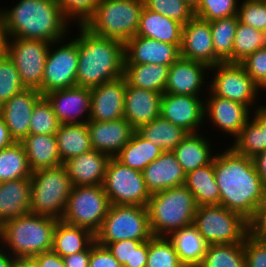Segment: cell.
<instances>
[{
	"label": "cell",
	"mask_w": 266,
	"mask_h": 267,
	"mask_svg": "<svg viewBox=\"0 0 266 267\" xmlns=\"http://www.w3.org/2000/svg\"><path fill=\"white\" fill-rule=\"evenodd\" d=\"M220 205L250 220L266 197V186L258 175L253 158L238 154L227 144L213 158Z\"/></svg>",
	"instance_id": "6da1fadb"
},
{
	"label": "cell",
	"mask_w": 266,
	"mask_h": 267,
	"mask_svg": "<svg viewBox=\"0 0 266 267\" xmlns=\"http://www.w3.org/2000/svg\"><path fill=\"white\" fill-rule=\"evenodd\" d=\"M17 1L9 8H1L0 5V28L8 38L52 43L70 35V28L74 25L65 17L60 6L47 0Z\"/></svg>",
	"instance_id": "7a4b0ae2"
},
{
	"label": "cell",
	"mask_w": 266,
	"mask_h": 267,
	"mask_svg": "<svg viewBox=\"0 0 266 267\" xmlns=\"http://www.w3.org/2000/svg\"><path fill=\"white\" fill-rule=\"evenodd\" d=\"M75 26L78 30L76 86L91 89L123 77L124 43L94 34L84 25Z\"/></svg>",
	"instance_id": "3957f363"
},
{
	"label": "cell",
	"mask_w": 266,
	"mask_h": 267,
	"mask_svg": "<svg viewBox=\"0 0 266 267\" xmlns=\"http://www.w3.org/2000/svg\"><path fill=\"white\" fill-rule=\"evenodd\" d=\"M56 219L26 214L0 225V246L14 258H32L51 251Z\"/></svg>",
	"instance_id": "277c9868"
},
{
	"label": "cell",
	"mask_w": 266,
	"mask_h": 267,
	"mask_svg": "<svg viewBox=\"0 0 266 267\" xmlns=\"http://www.w3.org/2000/svg\"><path fill=\"white\" fill-rule=\"evenodd\" d=\"M197 207L194 195L185 185L151 194L147 209L152 235L168 237L193 225Z\"/></svg>",
	"instance_id": "5b68a950"
},
{
	"label": "cell",
	"mask_w": 266,
	"mask_h": 267,
	"mask_svg": "<svg viewBox=\"0 0 266 267\" xmlns=\"http://www.w3.org/2000/svg\"><path fill=\"white\" fill-rule=\"evenodd\" d=\"M143 0H99L84 26L94 34L124 44L138 31Z\"/></svg>",
	"instance_id": "8992f818"
},
{
	"label": "cell",
	"mask_w": 266,
	"mask_h": 267,
	"mask_svg": "<svg viewBox=\"0 0 266 267\" xmlns=\"http://www.w3.org/2000/svg\"><path fill=\"white\" fill-rule=\"evenodd\" d=\"M72 187L63 164L32 172L30 213L61 220Z\"/></svg>",
	"instance_id": "52a82bcc"
},
{
	"label": "cell",
	"mask_w": 266,
	"mask_h": 267,
	"mask_svg": "<svg viewBox=\"0 0 266 267\" xmlns=\"http://www.w3.org/2000/svg\"><path fill=\"white\" fill-rule=\"evenodd\" d=\"M193 225L208 245L244 243L249 233L248 220L224 206H198Z\"/></svg>",
	"instance_id": "ba28073f"
},
{
	"label": "cell",
	"mask_w": 266,
	"mask_h": 267,
	"mask_svg": "<svg viewBox=\"0 0 266 267\" xmlns=\"http://www.w3.org/2000/svg\"><path fill=\"white\" fill-rule=\"evenodd\" d=\"M152 236L147 206L111 204L95 241L106 247L121 240H149Z\"/></svg>",
	"instance_id": "9c48e42d"
},
{
	"label": "cell",
	"mask_w": 266,
	"mask_h": 267,
	"mask_svg": "<svg viewBox=\"0 0 266 267\" xmlns=\"http://www.w3.org/2000/svg\"><path fill=\"white\" fill-rule=\"evenodd\" d=\"M208 72V90L213 95L242 103L251 111L260 105V98L265 92L240 63H219L210 67Z\"/></svg>",
	"instance_id": "30bf717a"
},
{
	"label": "cell",
	"mask_w": 266,
	"mask_h": 267,
	"mask_svg": "<svg viewBox=\"0 0 266 267\" xmlns=\"http://www.w3.org/2000/svg\"><path fill=\"white\" fill-rule=\"evenodd\" d=\"M110 202L102 185L73 186L61 220L96 234L108 213Z\"/></svg>",
	"instance_id": "8fae6325"
},
{
	"label": "cell",
	"mask_w": 266,
	"mask_h": 267,
	"mask_svg": "<svg viewBox=\"0 0 266 267\" xmlns=\"http://www.w3.org/2000/svg\"><path fill=\"white\" fill-rule=\"evenodd\" d=\"M69 38L50 43L45 61L42 87L43 96L51 91L76 86L78 67V31ZM74 36V37H73ZM68 38V39H67ZM67 39V40H66Z\"/></svg>",
	"instance_id": "7c38bea8"
},
{
	"label": "cell",
	"mask_w": 266,
	"mask_h": 267,
	"mask_svg": "<svg viewBox=\"0 0 266 267\" xmlns=\"http://www.w3.org/2000/svg\"><path fill=\"white\" fill-rule=\"evenodd\" d=\"M103 188L113 205L147 206L150 192L141 171L135 170L111 157L104 181Z\"/></svg>",
	"instance_id": "4fadbf2b"
},
{
	"label": "cell",
	"mask_w": 266,
	"mask_h": 267,
	"mask_svg": "<svg viewBox=\"0 0 266 267\" xmlns=\"http://www.w3.org/2000/svg\"><path fill=\"white\" fill-rule=\"evenodd\" d=\"M50 43L42 40L8 38L7 55L16 66L25 88L42 87Z\"/></svg>",
	"instance_id": "5bb4252c"
},
{
	"label": "cell",
	"mask_w": 266,
	"mask_h": 267,
	"mask_svg": "<svg viewBox=\"0 0 266 267\" xmlns=\"http://www.w3.org/2000/svg\"><path fill=\"white\" fill-rule=\"evenodd\" d=\"M204 97V123L219 138L229 136L234 141L251 118V110L244 104L213 95L209 90ZM210 124V126H209ZM212 125V126H211ZM222 133V134H221ZM226 133V134H225ZM223 135L222 137H220ZM226 135V136H225Z\"/></svg>",
	"instance_id": "9a60e30c"
},
{
	"label": "cell",
	"mask_w": 266,
	"mask_h": 267,
	"mask_svg": "<svg viewBox=\"0 0 266 267\" xmlns=\"http://www.w3.org/2000/svg\"><path fill=\"white\" fill-rule=\"evenodd\" d=\"M160 116L188 133L207 131L204 124V97L164 93Z\"/></svg>",
	"instance_id": "2e32d148"
},
{
	"label": "cell",
	"mask_w": 266,
	"mask_h": 267,
	"mask_svg": "<svg viewBox=\"0 0 266 267\" xmlns=\"http://www.w3.org/2000/svg\"><path fill=\"white\" fill-rule=\"evenodd\" d=\"M207 71V65L179 57L169 68L165 93L205 97L209 84Z\"/></svg>",
	"instance_id": "e0dca14e"
},
{
	"label": "cell",
	"mask_w": 266,
	"mask_h": 267,
	"mask_svg": "<svg viewBox=\"0 0 266 267\" xmlns=\"http://www.w3.org/2000/svg\"><path fill=\"white\" fill-rule=\"evenodd\" d=\"M60 124L87 123L90 119V88L73 86L44 95Z\"/></svg>",
	"instance_id": "ac0fdd59"
},
{
	"label": "cell",
	"mask_w": 266,
	"mask_h": 267,
	"mask_svg": "<svg viewBox=\"0 0 266 267\" xmlns=\"http://www.w3.org/2000/svg\"><path fill=\"white\" fill-rule=\"evenodd\" d=\"M180 57L203 63L209 68L222 63L215 56L209 21L194 16L183 25Z\"/></svg>",
	"instance_id": "d6986e66"
},
{
	"label": "cell",
	"mask_w": 266,
	"mask_h": 267,
	"mask_svg": "<svg viewBox=\"0 0 266 267\" xmlns=\"http://www.w3.org/2000/svg\"><path fill=\"white\" fill-rule=\"evenodd\" d=\"M42 96L37 89L25 88L1 104V117L15 142H21L30 134L32 110Z\"/></svg>",
	"instance_id": "ffe728a7"
},
{
	"label": "cell",
	"mask_w": 266,
	"mask_h": 267,
	"mask_svg": "<svg viewBox=\"0 0 266 267\" xmlns=\"http://www.w3.org/2000/svg\"><path fill=\"white\" fill-rule=\"evenodd\" d=\"M126 79L121 77L91 88L89 121H114L124 118Z\"/></svg>",
	"instance_id": "44dd1931"
},
{
	"label": "cell",
	"mask_w": 266,
	"mask_h": 267,
	"mask_svg": "<svg viewBox=\"0 0 266 267\" xmlns=\"http://www.w3.org/2000/svg\"><path fill=\"white\" fill-rule=\"evenodd\" d=\"M124 46V64H162L170 67L180 57L177 45L136 35Z\"/></svg>",
	"instance_id": "7402d4cb"
},
{
	"label": "cell",
	"mask_w": 266,
	"mask_h": 267,
	"mask_svg": "<svg viewBox=\"0 0 266 267\" xmlns=\"http://www.w3.org/2000/svg\"><path fill=\"white\" fill-rule=\"evenodd\" d=\"M91 148L115 157L129 142L135 129L124 118L114 121H88Z\"/></svg>",
	"instance_id": "603a6c76"
},
{
	"label": "cell",
	"mask_w": 266,
	"mask_h": 267,
	"mask_svg": "<svg viewBox=\"0 0 266 267\" xmlns=\"http://www.w3.org/2000/svg\"><path fill=\"white\" fill-rule=\"evenodd\" d=\"M162 93L126 84L124 119L137 130L160 116Z\"/></svg>",
	"instance_id": "cb8c5ba5"
},
{
	"label": "cell",
	"mask_w": 266,
	"mask_h": 267,
	"mask_svg": "<svg viewBox=\"0 0 266 267\" xmlns=\"http://www.w3.org/2000/svg\"><path fill=\"white\" fill-rule=\"evenodd\" d=\"M111 157L91 149L63 163L73 186L103 185Z\"/></svg>",
	"instance_id": "d4e9b609"
},
{
	"label": "cell",
	"mask_w": 266,
	"mask_h": 267,
	"mask_svg": "<svg viewBox=\"0 0 266 267\" xmlns=\"http://www.w3.org/2000/svg\"><path fill=\"white\" fill-rule=\"evenodd\" d=\"M142 174L150 194L185 185L186 180V173L172 151L163 152Z\"/></svg>",
	"instance_id": "484cf974"
},
{
	"label": "cell",
	"mask_w": 266,
	"mask_h": 267,
	"mask_svg": "<svg viewBox=\"0 0 266 267\" xmlns=\"http://www.w3.org/2000/svg\"><path fill=\"white\" fill-rule=\"evenodd\" d=\"M207 134L210 133H189L172 151L186 174L213 161L219 141L214 144Z\"/></svg>",
	"instance_id": "4316f807"
},
{
	"label": "cell",
	"mask_w": 266,
	"mask_h": 267,
	"mask_svg": "<svg viewBox=\"0 0 266 267\" xmlns=\"http://www.w3.org/2000/svg\"><path fill=\"white\" fill-rule=\"evenodd\" d=\"M31 178L0 182V225L30 213Z\"/></svg>",
	"instance_id": "83f0119b"
},
{
	"label": "cell",
	"mask_w": 266,
	"mask_h": 267,
	"mask_svg": "<svg viewBox=\"0 0 266 267\" xmlns=\"http://www.w3.org/2000/svg\"><path fill=\"white\" fill-rule=\"evenodd\" d=\"M183 24L160 13L142 8L136 36L181 46Z\"/></svg>",
	"instance_id": "f1b7e54d"
},
{
	"label": "cell",
	"mask_w": 266,
	"mask_h": 267,
	"mask_svg": "<svg viewBox=\"0 0 266 267\" xmlns=\"http://www.w3.org/2000/svg\"><path fill=\"white\" fill-rule=\"evenodd\" d=\"M21 143L32 172L63 164L58 152L56 135L29 134Z\"/></svg>",
	"instance_id": "f546056e"
},
{
	"label": "cell",
	"mask_w": 266,
	"mask_h": 267,
	"mask_svg": "<svg viewBox=\"0 0 266 267\" xmlns=\"http://www.w3.org/2000/svg\"><path fill=\"white\" fill-rule=\"evenodd\" d=\"M172 242L181 263L185 267H199L203 261L208 244L194 225L171 233Z\"/></svg>",
	"instance_id": "4dcf8cb0"
},
{
	"label": "cell",
	"mask_w": 266,
	"mask_h": 267,
	"mask_svg": "<svg viewBox=\"0 0 266 267\" xmlns=\"http://www.w3.org/2000/svg\"><path fill=\"white\" fill-rule=\"evenodd\" d=\"M94 241L95 234L89 229L58 220L53 235L52 251L66 257L85 251Z\"/></svg>",
	"instance_id": "1f68e13d"
},
{
	"label": "cell",
	"mask_w": 266,
	"mask_h": 267,
	"mask_svg": "<svg viewBox=\"0 0 266 267\" xmlns=\"http://www.w3.org/2000/svg\"><path fill=\"white\" fill-rule=\"evenodd\" d=\"M169 68L162 64H124L123 77L130 86L164 94Z\"/></svg>",
	"instance_id": "d6a6232c"
},
{
	"label": "cell",
	"mask_w": 266,
	"mask_h": 267,
	"mask_svg": "<svg viewBox=\"0 0 266 267\" xmlns=\"http://www.w3.org/2000/svg\"><path fill=\"white\" fill-rule=\"evenodd\" d=\"M185 186L194 195L197 206L220 204V190L215 179L213 161L188 172Z\"/></svg>",
	"instance_id": "836d02e7"
},
{
	"label": "cell",
	"mask_w": 266,
	"mask_h": 267,
	"mask_svg": "<svg viewBox=\"0 0 266 267\" xmlns=\"http://www.w3.org/2000/svg\"><path fill=\"white\" fill-rule=\"evenodd\" d=\"M56 138L63 163L92 149L87 123L60 124Z\"/></svg>",
	"instance_id": "e575fe53"
},
{
	"label": "cell",
	"mask_w": 266,
	"mask_h": 267,
	"mask_svg": "<svg viewBox=\"0 0 266 267\" xmlns=\"http://www.w3.org/2000/svg\"><path fill=\"white\" fill-rule=\"evenodd\" d=\"M143 138L158 146L162 151H173L189 134L183 128L172 124L161 116L136 130Z\"/></svg>",
	"instance_id": "d590c367"
},
{
	"label": "cell",
	"mask_w": 266,
	"mask_h": 267,
	"mask_svg": "<svg viewBox=\"0 0 266 267\" xmlns=\"http://www.w3.org/2000/svg\"><path fill=\"white\" fill-rule=\"evenodd\" d=\"M163 152L162 149L158 146H154L135 130L129 142L122 148L115 158L122 164L142 172Z\"/></svg>",
	"instance_id": "8d00e7d4"
},
{
	"label": "cell",
	"mask_w": 266,
	"mask_h": 267,
	"mask_svg": "<svg viewBox=\"0 0 266 267\" xmlns=\"http://www.w3.org/2000/svg\"><path fill=\"white\" fill-rule=\"evenodd\" d=\"M32 170L21 142H14L0 150V182L31 178Z\"/></svg>",
	"instance_id": "74e56055"
},
{
	"label": "cell",
	"mask_w": 266,
	"mask_h": 267,
	"mask_svg": "<svg viewBox=\"0 0 266 267\" xmlns=\"http://www.w3.org/2000/svg\"><path fill=\"white\" fill-rule=\"evenodd\" d=\"M238 21L237 15L210 21L215 56L222 63H232L233 41Z\"/></svg>",
	"instance_id": "f35d334b"
},
{
	"label": "cell",
	"mask_w": 266,
	"mask_h": 267,
	"mask_svg": "<svg viewBox=\"0 0 266 267\" xmlns=\"http://www.w3.org/2000/svg\"><path fill=\"white\" fill-rule=\"evenodd\" d=\"M199 267H246L244 243L208 245Z\"/></svg>",
	"instance_id": "ab89813d"
},
{
	"label": "cell",
	"mask_w": 266,
	"mask_h": 267,
	"mask_svg": "<svg viewBox=\"0 0 266 267\" xmlns=\"http://www.w3.org/2000/svg\"><path fill=\"white\" fill-rule=\"evenodd\" d=\"M265 47L266 31H259L238 21L233 41L232 63H241L250 54Z\"/></svg>",
	"instance_id": "60d3db41"
},
{
	"label": "cell",
	"mask_w": 266,
	"mask_h": 267,
	"mask_svg": "<svg viewBox=\"0 0 266 267\" xmlns=\"http://www.w3.org/2000/svg\"><path fill=\"white\" fill-rule=\"evenodd\" d=\"M106 247L123 267H146L148 240H121Z\"/></svg>",
	"instance_id": "b9f144b4"
},
{
	"label": "cell",
	"mask_w": 266,
	"mask_h": 267,
	"mask_svg": "<svg viewBox=\"0 0 266 267\" xmlns=\"http://www.w3.org/2000/svg\"><path fill=\"white\" fill-rule=\"evenodd\" d=\"M226 139H228L229 145L238 154L250 158H254L257 154L264 151V132L252 118L246 122L240 134L233 142L229 141V137Z\"/></svg>",
	"instance_id": "7bdbcfd3"
},
{
	"label": "cell",
	"mask_w": 266,
	"mask_h": 267,
	"mask_svg": "<svg viewBox=\"0 0 266 267\" xmlns=\"http://www.w3.org/2000/svg\"><path fill=\"white\" fill-rule=\"evenodd\" d=\"M146 267H185L168 237L152 236L148 240Z\"/></svg>",
	"instance_id": "ee69618b"
},
{
	"label": "cell",
	"mask_w": 266,
	"mask_h": 267,
	"mask_svg": "<svg viewBox=\"0 0 266 267\" xmlns=\"http://www.w3.org/2000/svg\"><path fill=\"white\" fill-rule=\"evenodd\" d=\"M60 123L54 114L51 103L42 96L32 110L30 134L56 135Z\"/></svg>",
	"instance_id": "f6af8a7d"
},
{
	"label": "cell",
	"mask_w": 266,
	"mask_h": 267,
	"mask_svg": "<svg viewBox=\"0 0 266 267\" xmlns=\"http://www.w3.org/2000/svg\"><path fill=\"white\" fill-rule=\"evenodd\" d=\"M144 7L185 25L194 16V8L184 0H143Z\"/></svg>",
	"instance_id": "bcb514c9"
},
{
	"label": "cell",
	"mask_w": 266,
	"mask_h": 267,
	"mask_svg": "<svg viewBox=\"0 0 266 267\" xmlns=\"http://www.w3.org/2000/svg\"><path fill=\"white\" fill-rule=\"evenodd\" d=\"M240 0H199L194 8L196 17L206 21L237 15Z\"/></svg>",
	"instance_id": "7dc6e473"
},
{
	"label": "cell",
	"mask_w": 266,
	"mask_h": 267,
	"mask_svg": "<svg viewBox=\"0 0 266 267\" xmlns=\"http://www.w3.org/2000/svg\"><path fill=\"white\" fill-rule=\"evenodd\" d=\"M25 89L21 83L19 72L13 61L6 54L0 59V104Z\"/></svg>",
	"instance_id": "c3c4849f"
},
{
	"label": "cell",
	"mask_w": 266,
	"mask_h": 267,
	"mask_svg": "<svg viewBox=\"0 0 266 267\" xmlns=\"http://www.w3.org/2000/svg\"><path fill=\"white\" fill-rule=\"evenodd\" d=\"M237 16L239 22L266 31V0H240Z\"/></svg>",
	"instance_id": "681fc988"
},
{
	"label": "cell",
	"mask_w": 266,
	"mask_h": 267,
	"mask_svg": "<svg viewBox=\"0 0 266 267\" xmlns=\"http://www.w3.org/2000/svg\"><path fill=\"white\" fill-rule=\"evenodd\" d=\"M99 0H63L65 17L74 25H84L94 13Z\"/></svg>",
	"instance_id": "f907efd6"
},
{
	"label": "cell",
	"mask_w": 266,
	"mask_h": 267,
	"mask_svg": "<svg viewBox=\"0 0 266 267\" xmlns=\"http://www.w3.org/2000/svg\"><path fill=\"white\" fill-rule=\"evenodd\" d=\"M240 64L251 79L266 93V47L256 50Z\"/></svg>",
	"instance_id": "816d5d0a"
},
{
	"label": "cell",
	"mask_w": 266,
	"mask_h": 267,
	"mask_svg": "<svg viewBox=\"0 0 266 267\" xmlns=\"http://www.w3.org/2000/svg\"><path fill=\"white\" fill-rule=\"evenodd\" d=\"M246 267H266V239L247 234L244 240Z\"/></svg>",
	"instance_id": "f5cc1de1"
},
{
	"label": "cell",
	"mask_w": 266,
	"mask_h": 267,
	"mask_svg": "<svg viewBox=\"0 0 266 267\" xmlns=\"http://www.w3.org/2000/svg\"><path fill=\"white\" fill-rule=\"evenodd\" d=\"M88 267H123L108 250L96 241L91 244V254Z\"/></svg>",
	"instance_id": "db71d44e"
},
{
	"label": "cell",
	"mask_w": 266,
	"mask_h": 267,
	"mask_svg": "<svg viewBox=\"0 0 266 267\" xmlns=\"http://www.w3.org/2000/svg\"><path fill=\"white\" fill-rule=\"evenodd\" d=\"M248 225L250 235L258 239H266V197L256 208Z\"/></svg>",
	"instance_id": "11a10c76"
},
{
	"label": "cell",
	"mask_w": 266,
	"mask_h": 267,
	"mask_svg": "<svg viewBox=\"0 0 266 267\" xmlns=\"http://www.w3.org/2000/svg\"><path fill=\"white\" fill-rule=\"evenodd\" d=\"M32 259L38 267H66L63 258L52 250L40 253Z\"/></svg>",
	"instance_id": "9f6ffc18"
},
{
	"label": "cell",
	"mask_w": 266,
	"mask_h": 267,
	"mask_svg": "<svg viewBox=\"0 0 266 267\" xmlns=\"http://www.w3.org/2000/svg\"><path fill=\"white\" fill-rule=\"evenodd\" d=\"M91 254V245L78 253L62 257L66 267H88Z\"/></svg>",
	"instance_id": "6f0895ef"
},
{
	"label": "cell",
	"mask_w": 266,
	"mask_h": 267,
	"mask_svg": "<svg viewBox=\"0 0 266 267\" xmlns=\"http://www.w3.org/2000/svg\"><path fill=\"white\" fill-rule=\"evenodd\" d=\"M251 118L261 127L264 132V150H266V103L260 104L251 112Z\"/></svg>",
	"instance_id": "680465c9"
},
{
	"label": "cell",
	"mask_w": 266,
	"mask_h": 267,
	"mask_svg": "<svg viewBox=\"0 0 266 267\" xmlns=\"http://www.w3.org/2000/svg\"><path fill=\"white\" fill-rule=\"evenodd\" d=\"M258 175L262 179L263 184L266 186V150L257 154L253 158Z\"/></svg>",
	"instance_id": "91938a15"
},
{
	"label": "cell",
	"mask_w": 266,
	"mask_h": 267,
	"mask_svg": "<svg viewBox=\"0 0 266 267\" xmlns=\"http://www.w3.org/2000/svg\"><path fill=\"white\" fill-rule=\"evenodd\" d=\"M15 141L10 136L9 129L4 121V119L0 116V150L5 149L6 147L13 144Z\"/></svg>",
	"instance_id": "94428289"
},
{
	"label": "cell",
	"mask_w": 266,
	"mask_h": 267,
	"mask_svg": "<svg viewBox=\"0 0 266 267\" xmlns=\"http://www.w3.org/2000/svg\"><path fill=\"white\" fill-rule=\"evenodd\" d=\"M15 258L0 246V267H11Z\"/></svg>",
	"instance_id": "6125c7cd"
},
{
	"label": "cell",
	"mask_w": 266,
	"mask_h": 267,
	"mask_svg": "<svg viewBox=\"0 0 266 267\" xmlns=\"http://www.w3.org/2000/svg\"><path fill=\"white\" fill-rule=\"evenodd\" d=\"M11 267H38L32 258H15Z\"/></svg>",
	"instance_id": "be15d7a7"
},
{
	"label": "cell",
	"mask_w": 266,
	"mask_h": 267,
	"mask_svg": "<svg viewBox=\"0 0 266 267\" xmlns=\"http://www.w3.org/2000/svg\"><path fill=\"white\" fill-rule=\"evenodd\" d=\"M7 35L0 28V59L7 54Z\"/></svg>",
	"instance_id": "e7e4bbea"
},
{
	"label": "cell",
	"mask_w": 266,
	"mask_h": 267,
	"mask_svg": "<svg viewBox=\"0 0 266 267\" xmlns=\"http://www.w3.org/2000/svg\"><path fill=\"white\" fill-rule=\"evenodd\" d=\"M186 3H188L191 7L195 8L199 2V0H184Z\"/></svg>",
	"instance_id": "03108f58"
},
{
	"label": "cell",
	"mask_w": 266,
	"mask_h": 267,
	"mask_svg": "<svg viewBox=\"0 0 266 267\" xmlns=\"http://www.w3.org/2000/svg\"><path fill=\"white\" fill-rule=\"evenodd\" d=\"M48 2H51V3H54V4H56V5H58V6H62V4H63V0H47Z\"/></svg>",
	"instance_id": "003e7915"
}]
</instances>
